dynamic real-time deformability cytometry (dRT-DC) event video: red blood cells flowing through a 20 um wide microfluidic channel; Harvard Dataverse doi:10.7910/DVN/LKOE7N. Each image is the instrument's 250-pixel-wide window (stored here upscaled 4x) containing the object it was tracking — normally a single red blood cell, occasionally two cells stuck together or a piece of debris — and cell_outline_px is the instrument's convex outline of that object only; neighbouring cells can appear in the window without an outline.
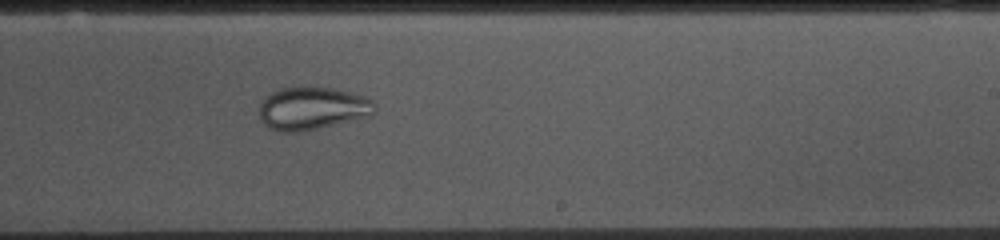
{"species": "common noctule bat (a hibernating species)", "species_latin": "Nyctalus noctula", "temperature_condition": "cold", "stored_images_in_passage": 53, "camera_frame_rate_fps": 3000, "um_per_image_px": 0.085, "animal": {"sex": "female", "body_mass_g": 10.0, "forearm_length_mm": 53.1}, "frame": {"image": 1, "passage_image": 31, "time_ms": 10.0, "image_size_px": [1000, 240], "cell_outline_px": [[376, 112], [372, 116], [320, 128], [300, 132], [280, 132], [268, 128], [260, 120], [260, 104], [264, 96], [280, 88], [332, 88], [368, 96], [376, 104]], "centroid_in_image_um": [26.58, 9.23], "position_along_channel_um": 262.4, "area_um2": 29.13}}
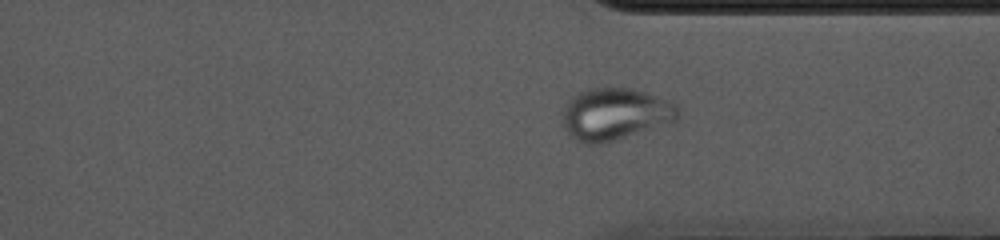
{"frame": {"image": 2, "passage_image": 39, "time_ms": 12.667, "image_size_px": [1000, 240], "cell_outline_px": [[680, 112], [676, 120], [672, 124], [604, 144], [588, 144], [576, 140], [564, 128], [564, 108], [568, 100], [576, 92], [592, 88], [628, 88], [644, 92], [672, 100], [676, 104]], "centroid_in_image_um": [52.34, 9.71], "position_along_channel_um": 359.1, "area_um2": 35.55}}
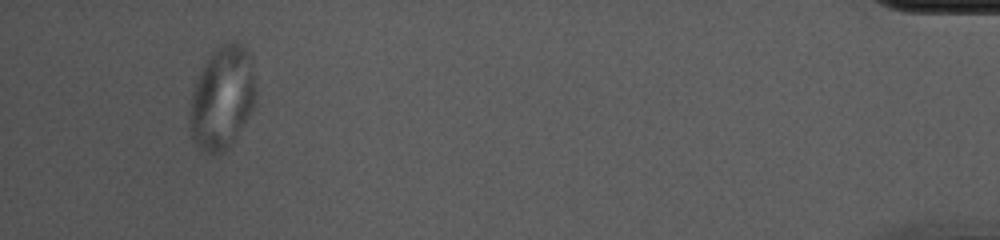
{"frame": {"image": 3, "passage_image": 50, "time_ms": 16.333, "image_size_px": [1000, 240], "cell_outline_px": [[256, 104], [252, 112], [228, 148], [224, 152], [216, 156], [212, 156], [204, 152], [196, 144], [192, 136], [188, 120], [188, 116], [192, 92], [196, 80], [204, 64], [212, 52], [228, 40], [236, 40], [248, 48], [252, 56], [256, 92]], "centroid_in_image_um": [18.91, 8.31], "position_along_channel_um": 416.3, "area_um2": 40.52}}